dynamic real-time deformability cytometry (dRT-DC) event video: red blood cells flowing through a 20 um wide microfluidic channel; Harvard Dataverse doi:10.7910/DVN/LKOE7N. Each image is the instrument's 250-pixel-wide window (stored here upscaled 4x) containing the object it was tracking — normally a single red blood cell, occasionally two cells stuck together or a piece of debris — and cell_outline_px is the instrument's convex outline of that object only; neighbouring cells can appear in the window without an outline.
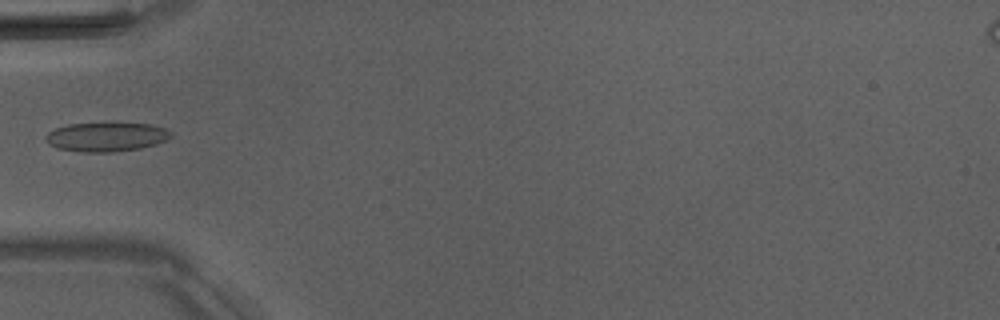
{"species": "Egyptian fruit bat (a non-hibernating species)", "species_latin": "Rousettus aegyptiacus", "temperature_condition": "room temperature", "stored_images_in_passage": 6, "camera_frame_rate_fps": 3000, "um_per_image_px": 0.085, "animal": {"sex": "male"}, "frame": {"image": 1, "passage_image": 6, "time_ms": 5.667, "image_size_px": [1000, 320], "cell_outline_px": [[172, 136], [156, 144], [140, 148], [112, 152], [80, 152], [56, 148], [48, 144], [44, 140], [44, 136], [48, 132], [56, 128], [68, 124], [112, 120], [152, 124], [164, 128], [172, 132]], "centroid_in_image_um": [9.01, 11.58], "position_along_channel_um": 76.0, "area_um2": 22.31}}